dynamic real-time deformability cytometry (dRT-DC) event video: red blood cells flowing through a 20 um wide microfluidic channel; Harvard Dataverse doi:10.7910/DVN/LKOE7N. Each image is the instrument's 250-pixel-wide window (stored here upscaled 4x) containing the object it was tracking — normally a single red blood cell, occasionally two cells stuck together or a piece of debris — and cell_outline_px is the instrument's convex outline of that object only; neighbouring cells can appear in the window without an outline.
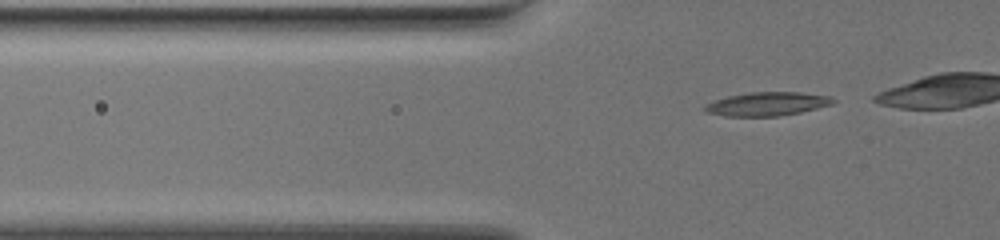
{"species": "common noctule bat (a hibernating species)", "species_latin": "Nyctalus noctula", "temperature_condition": "warm", "stored_images_in_passage": 26, "camera_frame_rate_fps": 3000, "um_per_image_px": 0.085, "animal": {"sex": "female", "body_mass_g": 19.5, "forearm_length_mm": 54.1}, "frame": {"image": 1, "passage_image": 12, "time_ms": 3.667, "image_size_px": [1000, 240], "cell_outline_px": [[836, 100], [832, 104], [800, 112], [780, 116], [724, 116], [704, 112], [704, 104], [728, 96], [748, 92], [800, 92], [828, 96]], "centroid_in_image_um": [65.17, 8.83], "position_along_channel_um": 60.6, "area_um2": 17.63}}
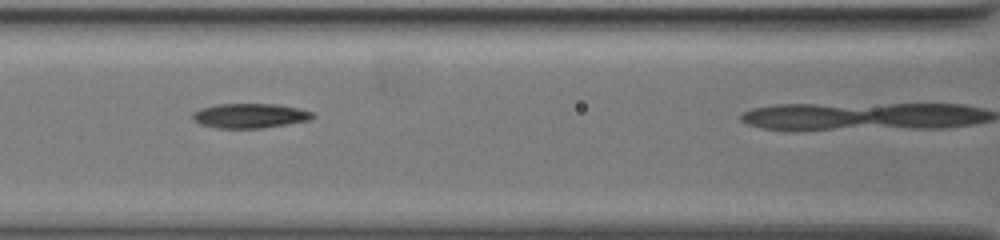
{"frame": {"image": 2, "passage_image": 20, "time_ms": 6.333, "image_size_px": [1000, 240], "cell_outline_px": [[316, 116], [308, 120], [260, 128], [216, 128], [200, 124], [192, 116], [192, 112], [200, 108], [216, 104], [276, 104], [300, 108], [312, 112]], "centroid_in_image_um": [21.22, 9.82], "position_along_channel_um": 145.4, "area_um2": 17.11}}
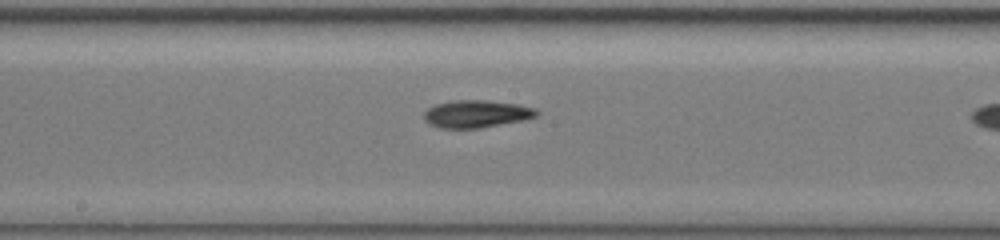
{"frame": {"image": 3, "passage_image": 25, "time_ms": 8.0, "image_size_px": [1000, 240], "cell_outline_px": [[540, 112], [536, 116], [520, 120], [480, 128], [440, 128], [428, 124], [424, 120], [424, 112], [428, 108], [436, 104], [456, 100], [484, 100], [516, 104], [536, 108]], "centroid_in_image_um": [40.46, 9.68], "position_along_channel_um": 207.7, "area_um2": 17.86}}